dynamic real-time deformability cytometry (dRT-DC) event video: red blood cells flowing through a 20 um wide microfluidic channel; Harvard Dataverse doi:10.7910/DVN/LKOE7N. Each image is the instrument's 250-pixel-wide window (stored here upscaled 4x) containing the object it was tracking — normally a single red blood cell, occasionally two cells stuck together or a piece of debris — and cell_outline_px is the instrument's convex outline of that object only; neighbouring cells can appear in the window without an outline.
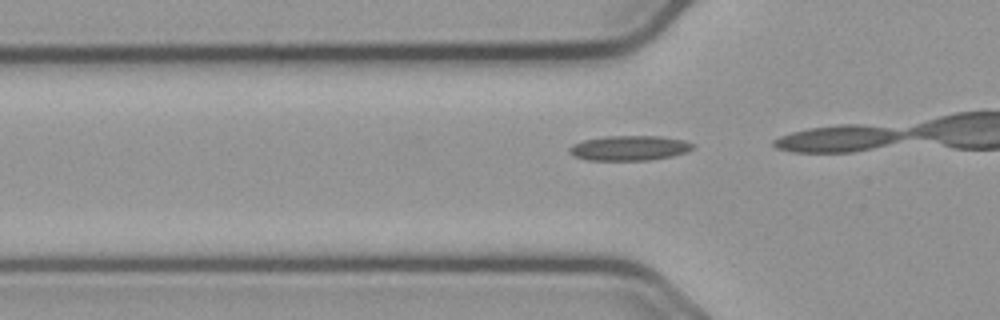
{"species": "common noctule bat (a hibernating species)", "species_latin": "Nyctalus noctula", "temperature_condition": "cold", "stored_images_in_passage": 12, "camera_frame_rate_fps": 3000, "um_per_image_px": 0.085, "animal": {"sex": "male", "body_mass_g": 23.1, "forearm_length_mm": 52.7}, "frame": {"image": 1, "passage_image": 9, "time_ms": 2.667, "image_size_px": [1000, 320], "cell_outline_px": [[696, 144], [692, 148], [684, 152], [672, 156], [652, 160], [588, 160], [572, 156], [568, 152], [568, 148], [572, 144], [584, 140], [604, 136], [660, 136], [684, 140]], "centroid_in_image_um": [53.46, 12.58], "position_along_channel_um": 72.3, "area_um2": 18.03}}